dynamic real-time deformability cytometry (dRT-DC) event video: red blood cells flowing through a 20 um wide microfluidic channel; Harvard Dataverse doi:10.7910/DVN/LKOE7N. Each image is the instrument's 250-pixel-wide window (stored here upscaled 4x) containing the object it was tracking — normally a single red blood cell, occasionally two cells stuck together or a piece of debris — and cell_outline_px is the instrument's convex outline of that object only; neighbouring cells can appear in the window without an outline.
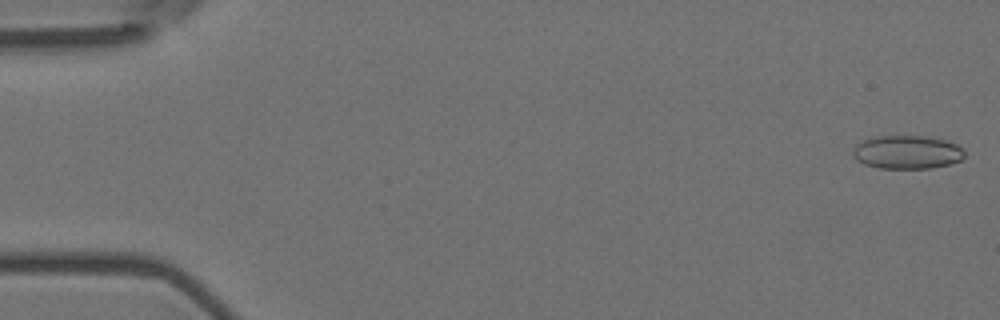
{"species": "Egyptian fruit bat (a non-hibernating species)", "species_latin": "Rousettus aegyptiacus", "temperature_condition": "room temperature", "stored_images_in_passage": 6, "camera_frame_rate_fps": 3000, "um_per_image_px": 0.085, "animal": {"sex": "female"}, "frame": {"image": 1, "passage_image": 1, "time_ms": 0.0, "image_size_px": [1000, 320], "cell_outline_px": [[964, 156], [960, 160], [952, 164], [932, 168], [876, 168], [864, 164], [856, 160], [852, 156], [852, 152], [856, 144], [872, 136], [924, 136], [944, 140], [956, 144], [964, 152]], "centroid_in_image_um": [77.06, 12.94], "position_along_channel_um": 7.9, "area_um2": 21.85}}
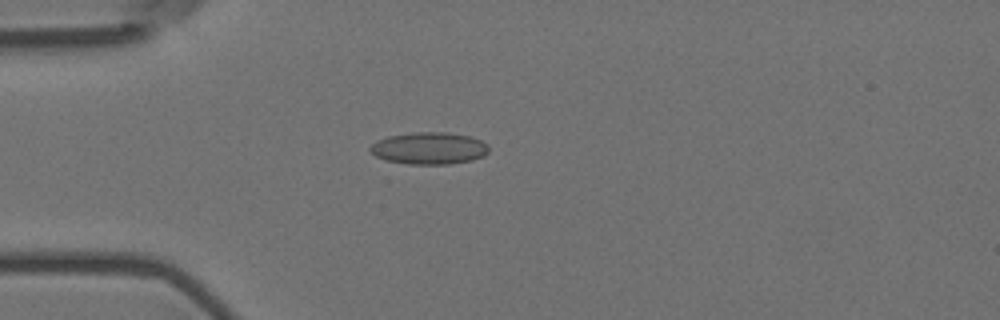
{"frame": {"image": 2, "passage_image": 5, "time_ms": 1.333, "image_size_px": [1000, 320], "cell_outline_px": [[488, 152], [484, 156], [472, 160], [448, 164], [408, 164], [388, 160], [376, 156], [368, 148], [376, 140], [388, 136], [412, 132], [448, 132], [468, 136], [480, 140], [488, 144]], "centroid_in_image_um": [36.48, 12.59], "position_along_channel_um": 48.5, "area_um2": 22.14}}